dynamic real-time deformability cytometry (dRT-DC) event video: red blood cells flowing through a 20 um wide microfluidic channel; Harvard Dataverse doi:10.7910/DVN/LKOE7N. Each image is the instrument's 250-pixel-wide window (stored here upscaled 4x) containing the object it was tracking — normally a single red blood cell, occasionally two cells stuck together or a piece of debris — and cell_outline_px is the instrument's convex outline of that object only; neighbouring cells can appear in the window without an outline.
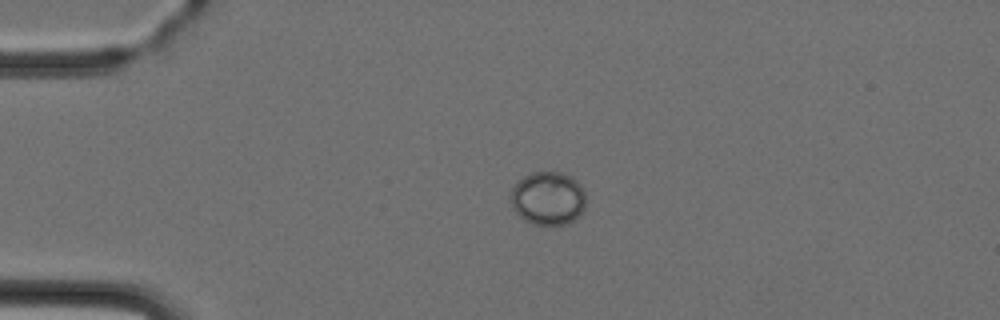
{"species": "Egyptian fruit bat (a non-hibernating species)", "species_latin": "Rousettus aegyptiacus", "temperature_condition": "cold", "stored_images_in_passage": 7, "camera_frame_rate_fps": 3000, "um_per_image_px": 0.085, "animal": {"sex": "female"}, "frame": {"image": 1, "passage_image": 2, "time_ms": 2.333, "image_size_px": [1000, 320], "cell_outline_px": [[584, 208], [568, 224], [532, 224], [524, 220], [512, 208], [512, 188], [524, 176], [532, 172], [560, 172], [572, 176], [584, 188]], "centroid_in_image_um": [46.58, 16.84], "position_along_channel_um": 38.4, "area_um2": 23.12}}
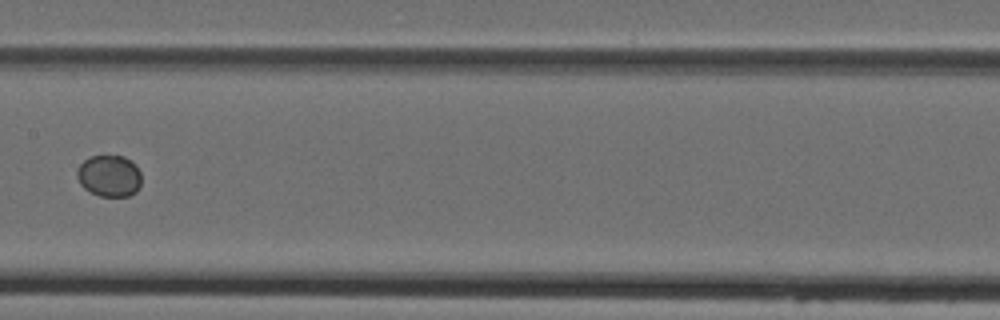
{"frame": {"image": 2, "passage_image": 6, "time_ms": 7.0, "image_size_px": [1000, 320], "cell_outline_px": [[140, 184], [136, 192], [128, 196], [100, 196], [84, 188], [80, 184], [76, 176], [76, 172], [80, 164], [84, 160], [92, 156], [124, 156], [140, 172]], "centroid_in_image_um": [9.25, 14.96], "position_along_channel_um": 198.1, "area_um2": 15.37}}
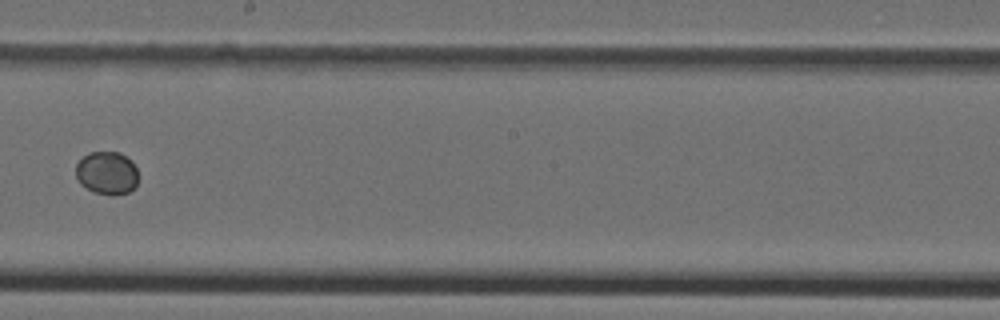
{"frame": {"image": 3, "passage_image": 7, "time_ms": 8.0, "image_size_px": [1000, 320], "cell_outline_px": [[136, 184], [128, 192], [112, 196], [92, 192], [80, 184], [76, 176], [76, 164], [88, 152], [120, 152], [132, 160], [136, 168]], "centroid_in_image_um": [9.06, 14.7], "position_along_channel_um": 239.1, "area_um2": 15.72}}